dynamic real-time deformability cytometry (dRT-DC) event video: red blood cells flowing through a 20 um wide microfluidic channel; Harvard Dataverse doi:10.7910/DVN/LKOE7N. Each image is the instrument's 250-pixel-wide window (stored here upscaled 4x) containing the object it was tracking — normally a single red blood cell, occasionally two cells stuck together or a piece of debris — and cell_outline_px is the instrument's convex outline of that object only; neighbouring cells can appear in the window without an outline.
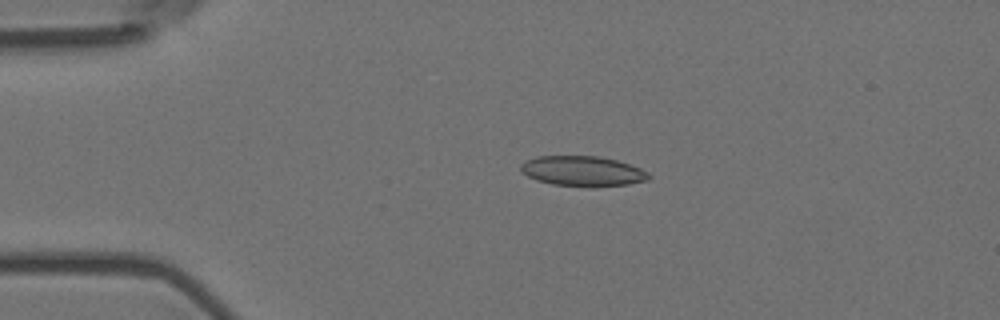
{"species": "Egyptian fruit bat (a non-hibernating species)", "species_latin": "Rousettus aegyptiacus", "temperature_condition": "room temperature", "stored_images_in_passage": 5, "camera_frame_rate_fps": 3000, "um_per_image_px": 0.085, "animal": {"sex": "female"}, "frame": {"image": 1, "passage_image": 4, "time_ms": 1.0, "image_size_px": [1000, 320], "cell_outline_px": [[652, 176], [648, 180], [628, 184], [592, 188], [552, 184], [536, 180], [528, 176], [520, 168], [520, 164], [536, 156], [600, 156], [616, 160], [640, 168], [648, 172]], "centroid_in_image_um": [49.55, 14.56], "position_along_channel_um": 35.4, "area_um2": 22.66}}